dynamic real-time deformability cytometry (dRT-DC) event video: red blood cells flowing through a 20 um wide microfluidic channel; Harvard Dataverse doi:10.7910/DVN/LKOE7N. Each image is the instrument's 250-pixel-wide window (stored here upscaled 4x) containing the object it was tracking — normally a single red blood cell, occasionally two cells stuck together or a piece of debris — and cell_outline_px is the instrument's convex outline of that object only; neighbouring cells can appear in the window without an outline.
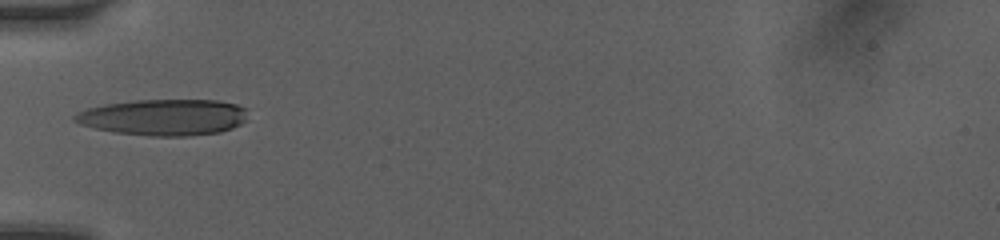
{"species": "human", "species_latin": "Homo sapiens", "temperature_condition": "room temperature", "stored_images_in_passage": 8, "camera_frame_rate_fps": 3000, "um_per_image_px": 0.085, "donor": {"sex": "female"}, "frame": {"image": 1, "passage_image": 1, "time_ms": 0.0, "image_size_px": [1000, 240], "cell_outline_px": [[248, 108], [244, 120], [240, 124], [232, 128], [220, 132], [188, 136], [152, 136], [116, 132], [96, 128], [80, 124], [72, 120], [72, 116], [76, 112], [88, 108], [104, 104], [136, 100], [216, 100], [236, 104]], "centroid_in_image_um": [13.91, 9.96], "position_along_channel_um": 71.1, "area_um2": 36.59}}
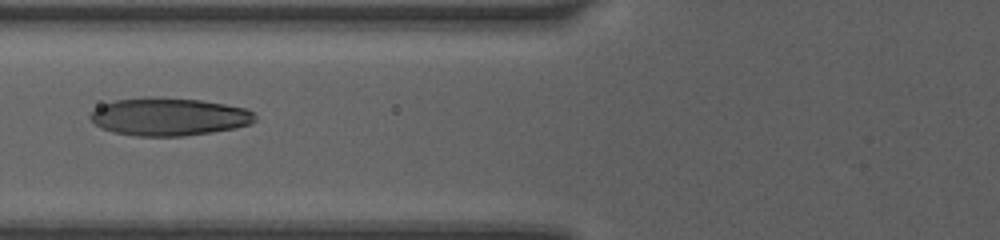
{"frame": {"image": 2, "passage_image": 7, "time_ms": 1.0, "image_size_px": [1000, 240], "cell_outline_px": [[256, 120], [252, 124], [236, 128], [212, 132], [184, 136], [136, 136], [112, 132], [96, 124], [88, 116], [96, 108], [104, 104], [116, 100], [144, 96], [148, 96], [200, 100], [224, 104], [244, 108], [252, 112], [256, 116]], "centroid_in_image_um": [14.37, 9.92], "position_along_channel_um": 111.4, "area_um2": 36.36}}